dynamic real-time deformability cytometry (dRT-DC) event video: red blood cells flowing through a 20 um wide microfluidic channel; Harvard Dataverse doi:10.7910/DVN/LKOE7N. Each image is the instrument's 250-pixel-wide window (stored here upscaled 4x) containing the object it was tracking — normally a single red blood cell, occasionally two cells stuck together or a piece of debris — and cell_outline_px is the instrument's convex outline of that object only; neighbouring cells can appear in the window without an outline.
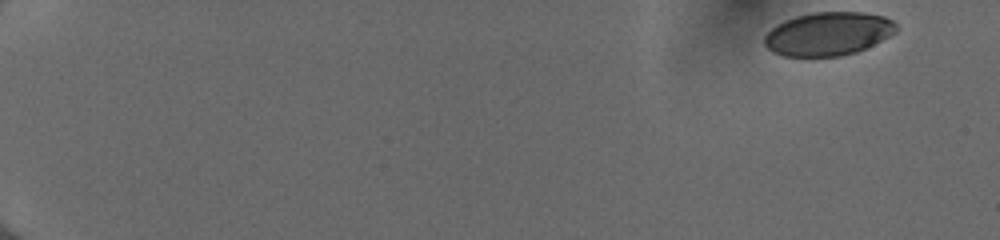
{"species": "human", "species_latin": "Homo sapiens", "temperature_condition": "cold", "stored_images_in_passage": 51, "camera_frame_rate_fps": 3000, "um_per_image_px": 0.085, "donor": {"sex": "female"}, "frame": {"image": 1, "passage_image": 1, "time_ms": 0.0, "image_size_px": [1000, 240], "cell_outline_px": [[896, 32], [856, 52], [840, 56], [784, 56], [772, 52], [764, 44], [764, 36], [776, 24], [784, 20], [796, 16], [812, 12], [864, 12], [884, 16], [892, 20], [896, 24]], "centroid_in_image_um": [70.36, 2.86], "position_along_channel_um": 14.6, "area_um2": 33.23}}
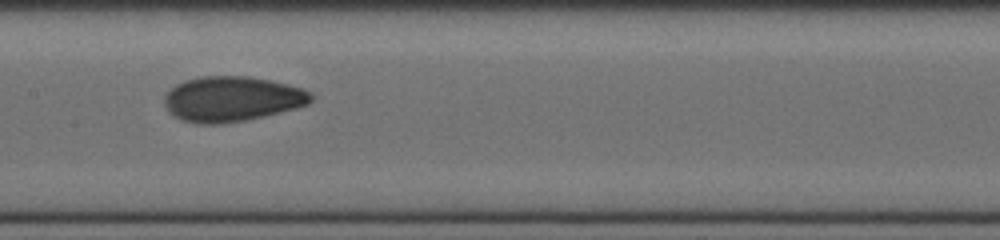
{"frame": {"image": 2, "passage_image": 28, "time_ms": 9.0, "image_size_px": [1000, 240], "cell_outline_px": [[312, 100], [308, 104], [296, 108], [264, 116], [244, 120], [220, 124], [196, 124], [180, 120], [164, 104], [164, 96], [176, 84], [188, 80], [204, 76], [248, 76], [272, 80], [288, 84], [312, 92]], "centroid_in_image_um": [19.74, 8.41], "position_along_channel_um": 187.7, "area_um2": 38.44}}
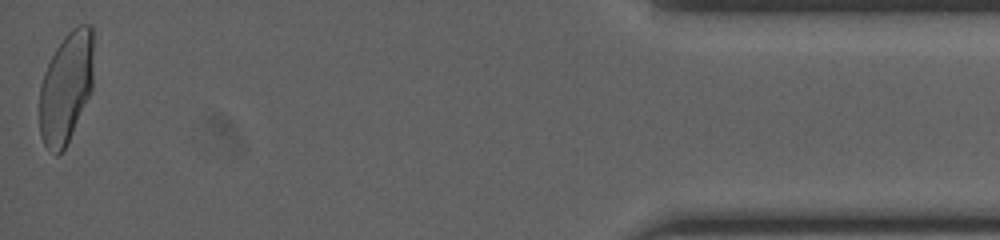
{"frame": {"image": 3, "passage_image": 51, "time_ms": 16.667, "image_size_px": [1000, 240], "cell_outline_px": [[92, 92], [64, 148], [56, 156], [44, 144], [40, 136], [40, 88], [44, 72], [56, 48], [64, 36], [72, 28], [80, 24], [92, 24]], "centroid_in_image_um": [5.62, 7.42], "position_along_channel_um": 429.6, "area_um2": 34.74}, "authors_computed_cell_mechanics": {"area_um2": 36.2984, "velocity_mm_per_s": 4.041, "shape_relaxation_time_tau1_ms": 5.7471, "shape_relaxation_time_tau2_ms": 1.1726, "deformation_change_tau1": 0.1564, "deformation_change_tau2": 0.0569}}